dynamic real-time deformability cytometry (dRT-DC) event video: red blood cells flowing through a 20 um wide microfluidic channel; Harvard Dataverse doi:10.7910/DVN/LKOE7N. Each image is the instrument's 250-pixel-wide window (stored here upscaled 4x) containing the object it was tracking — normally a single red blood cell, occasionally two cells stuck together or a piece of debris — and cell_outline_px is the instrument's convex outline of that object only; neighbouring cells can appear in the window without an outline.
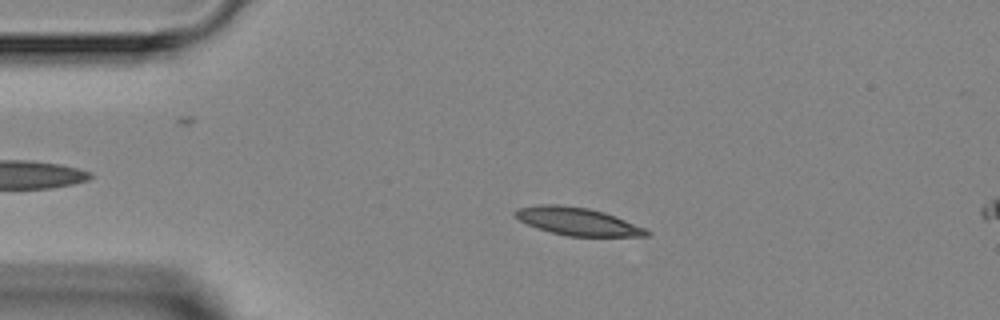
{"species": "Egyptian fruit bat (a non-hibernating species)", "species_latin": "Rousettus aegyptiacus", "temperature_condition": "room temperature", "stored_images_in_passage": 3, "camera_frame_rate_fps": 3000, "um_per_image_px": 0.085, "animal": {"sex": "female"}, "frame": {"image": 1, "passage_image": 2, "time_ms": 1.0, "image_size_px": [1000, 320], "cell_outline_px": [[652, 232], [648, 236], [568, 236], [536, 228], [520, 220], [512, 212], [516, 208], [540, 204], [560, 204], [588, 208], [604, 212], [616, 216], [644, 228]], "centroid_in_image_um": [49.07, 18.81], "position_along_channel_um": 35.9, "area_um2": 21.21}}